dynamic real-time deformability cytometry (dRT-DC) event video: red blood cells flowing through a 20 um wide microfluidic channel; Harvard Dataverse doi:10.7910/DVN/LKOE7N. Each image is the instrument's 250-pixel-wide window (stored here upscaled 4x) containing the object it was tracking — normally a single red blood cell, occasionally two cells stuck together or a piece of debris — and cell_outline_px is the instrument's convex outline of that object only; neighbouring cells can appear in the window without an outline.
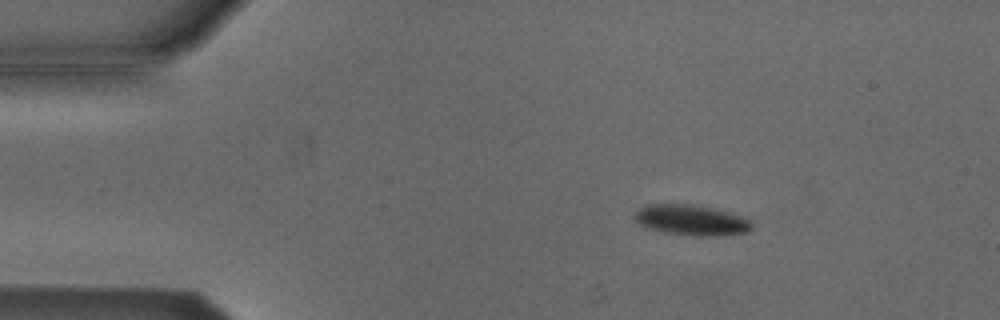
{"species": "Egyptian fruit bat (a non-hibernating species)", "species_latin": "Rousettus aegyptiacus", "temperature_condition": "cold", "stored_images_in_passage": 5, "camera_frame_rate_fps": 3000, "um_per_image_px": 0.085, "animal": {"sex": "male"}, "frame": {"image": 1, "passage_image": 2, "time_ms": 0.333, "image_size_px": [1000, 320], "cell_outline_px": [[752, 228], [748, 232], [720, 236], [692, 236], [664, 232], [644, 228], [632, 216], [632, 212], [644, 204], [688, 204], [712, 208], [748, 216], [752, 224]], "centroid_in_image_um": [58.75, 18.71], "position_along_channel_um": 26.3, "area_um2": 21.44}}